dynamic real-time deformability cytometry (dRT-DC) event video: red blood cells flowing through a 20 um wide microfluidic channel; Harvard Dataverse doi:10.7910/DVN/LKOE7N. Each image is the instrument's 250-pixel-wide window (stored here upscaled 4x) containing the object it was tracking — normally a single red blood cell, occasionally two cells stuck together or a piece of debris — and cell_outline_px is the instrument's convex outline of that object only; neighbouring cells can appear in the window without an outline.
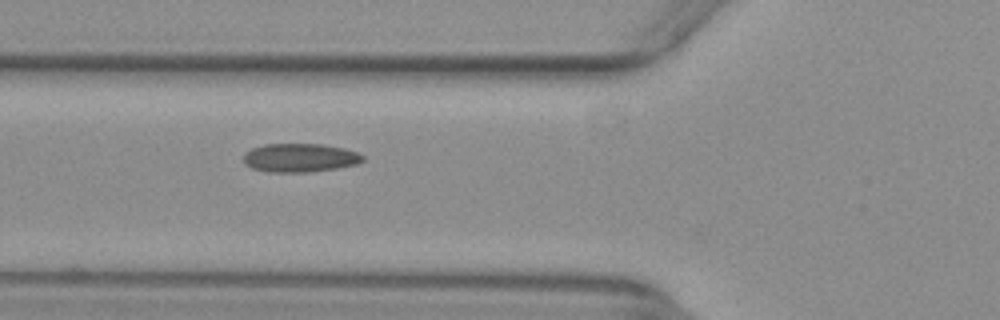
{"species": "common noctule bat (a hibernating species)", "species_latin": "Nyctalus noctula", "temperature_condition": "warm", "stored_images_in_passage": 8, "camera_frame_rate_fps": 3000, "um_per_image_px": 0.085, "animal": {"sex": "female", "body_mass_g": 29.2, "forearm_length_mm": 56.3}, "frame": {"image": 1, "passage_image": 5, "time_ms": 1.333, "image_size_px": [1000, 320], "cell_outline_px": [[364, 160], [356, 164], [336, 168], [308, 172], [268, 172], [252, 168], [244, 164], [244, 152], [252, 148], [264, 144], [324, 144], [344, 148], [356, 152], [364, 156]], "centroid_in_image_um": [25.47, 13.4], "position_along_channel_um": 100.3, "area_um2": 19.94}}